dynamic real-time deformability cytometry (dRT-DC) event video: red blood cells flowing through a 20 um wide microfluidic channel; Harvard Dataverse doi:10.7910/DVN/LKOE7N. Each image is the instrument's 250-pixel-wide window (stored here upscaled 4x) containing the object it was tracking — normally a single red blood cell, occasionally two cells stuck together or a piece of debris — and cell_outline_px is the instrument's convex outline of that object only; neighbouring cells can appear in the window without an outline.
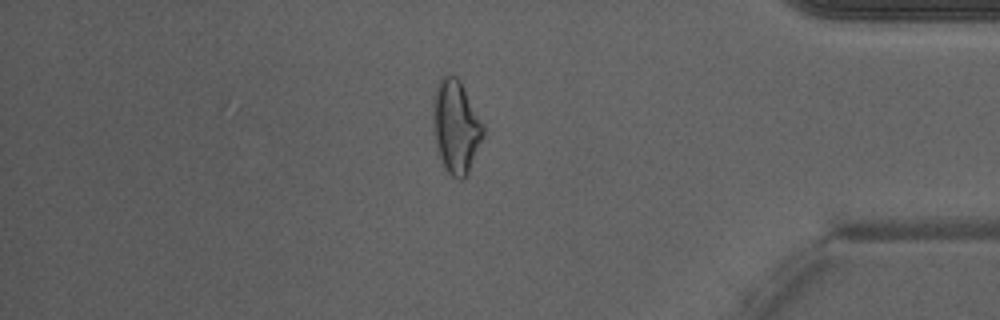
{"species": "Egyptian fruit bat (a non-hibernating species)", "species_latin": "Rousettus aegyptiacus", "temperature_condition": "warm", "stored_images_in_passage": 49, "camera_frame_rate_fps": 3000, "um_per_image_px": 0.085, "animal": {"sex": "male"}, "frame": {"image": 1, "passage_image": 42, "time_ms": 13.667, "image_size_px": [1000, 320], "cell_outline_px": [[484, 136], [468, 172], [464, 180], [460, 180], [452, 176], [444, 168], [436, 148], [432, 132], [432, 96], [440, 76], [456, 76], [460, 80], [484, 124]], "centroid_in_image_um": [38.72, 10.75], "position_along_channel_um": 396.5, "area_um2": 27.8}, "authors_computed_cell_mechanics": {"area_um2": 28.3798, "velocity_mm_per_s": 4.2774, "shape_relaxation_time_tau1_ms": null, "shape_relaxation_time_tau2_ms": 2.0554, "deformation_change_tau1": null, "deformation_change_tau2": 0.1083}}